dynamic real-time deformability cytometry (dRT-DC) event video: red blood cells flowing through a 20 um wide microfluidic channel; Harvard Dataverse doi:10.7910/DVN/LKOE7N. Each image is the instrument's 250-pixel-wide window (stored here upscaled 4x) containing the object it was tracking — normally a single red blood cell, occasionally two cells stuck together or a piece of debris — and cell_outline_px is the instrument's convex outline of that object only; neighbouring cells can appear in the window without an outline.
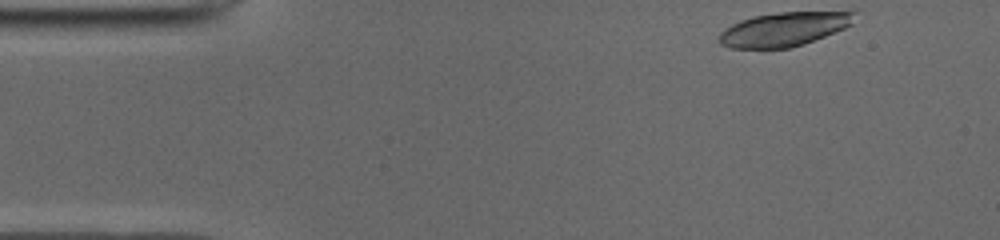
{"species": "common noctule bat (a hibernating species)", "species_latin": "Nyctalus noctula", "temperature_condition": "cold", "stored_images_in_passage": 46, "camera_frame_rate_fps": 3000, "um_per_image_px": 0.085, "animal": {"sex": "male", "body_mass_g": 19.0, "forearm_length_mm": 50.8}, "frame": {"image": 1, "passage_image": 1, "time_ms": 0.0, "image_size_px": [1000, 240], "cell_outline_px": [[856, 12], [852, 24], [844, 28], [804, 44], [788, 48], [728, 48], [720, 44], [720, 32], [724, 28], [740, 20], [752, 16], [780, 12]], "centroid_in_image_um": [66.59, 2.49], "position_along_channel_um": 18.4, "area_um2": 26.59}}